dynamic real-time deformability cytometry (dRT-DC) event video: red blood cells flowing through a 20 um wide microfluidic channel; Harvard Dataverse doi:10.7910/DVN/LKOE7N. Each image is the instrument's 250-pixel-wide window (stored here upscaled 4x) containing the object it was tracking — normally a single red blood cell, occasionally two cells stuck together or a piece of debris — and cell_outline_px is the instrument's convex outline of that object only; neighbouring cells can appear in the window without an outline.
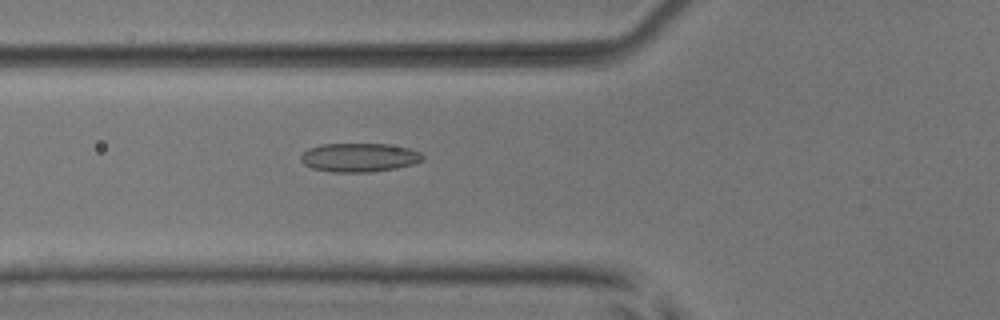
{"species": "common noctule bat (a hibernating species)", "species_latin": "Nyctalus noctula", "temperature_condition": "room temperature", "stored_images_in_passage": 53, "camera_frame_rate_fps": 3000, "um_per_image_px": 0.085, "animal": {"sex": "male", "body_mass_g": 17.9, "forearm_length_mm": 54.2}, "frame": {"image": 1, "passage_image": 20, "time_ms": 6.333, "image_size_px": [1000, 320], "cell_outline_px": [[424, 160], [412, 164], [396, 168], [368, 172], [332, 172], [312, 168], [304, 164], [300, 160], [300, 156], [308, 148], [320, 144], [388, 144], [408, 148], [420, 152], [424, 156]], "centroid_in_image_um": [30.52, 13.38], "position_along_channel_um": 95.3, "area_um2": 20.46}}
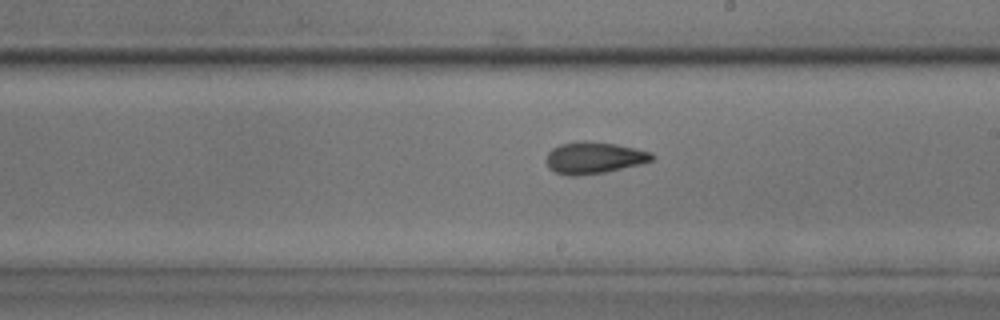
{"frame": {"image": 2, "passage_image": 31, "time_ms": 10.0, "image_size_px": [1000, 320], "cell_outline_px": [[656, 156], [652, 160], [640, 164], [604, 172], [580, 176], [568, 176], [552, 172], [548, 168], [544, 160], [548, 152], [552, 148], [560, 144], [584, 140], [616, 144], [636, 148], [652, 152]], "centroid_in_image_um": [50.44, 13.42], "position_along_channel_um": 238.6, "area_um2": 19.88}}
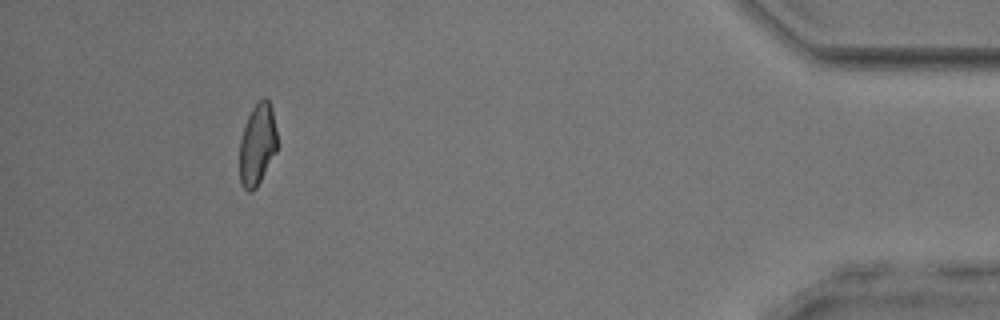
{"frame": {"image": 3, "passage_image": 49, "time_ms": 16.0, "image_size_px": [1000, 320], "cell_outline_px": [[276, 152], [256, 188], [252, 192], [248, 192], [240, 184], [240, 140], [244, 124], [252, 108], [264, 96], [268, 100], [272, 108], [276, 128]], "centroid_in_image_um": [21.86, 12.29], "position_along_channel_um": 413.3, "area_um2": 17.86}, "authors_computed_cell_mechanics": {"area_um2": 19.2474, "velocity_mm_per_s": 3.9224, "shape_relaxation_time_tau1_ms": null, "shape_relaxation_time_tau2_ms": 2.7871, "deformation_change_tau1": null, "deformation_change_tau2": 0.0807}}